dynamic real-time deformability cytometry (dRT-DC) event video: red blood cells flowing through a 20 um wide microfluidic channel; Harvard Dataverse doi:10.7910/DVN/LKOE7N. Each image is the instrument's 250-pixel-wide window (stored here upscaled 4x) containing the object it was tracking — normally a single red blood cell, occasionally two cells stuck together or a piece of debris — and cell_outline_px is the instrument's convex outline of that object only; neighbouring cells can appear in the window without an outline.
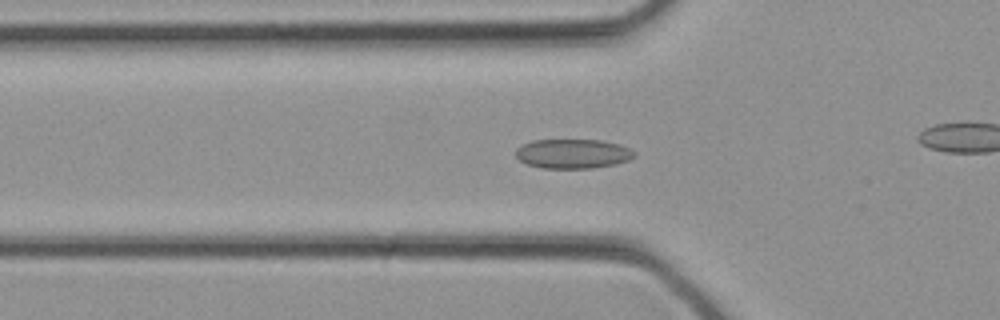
{"species": "common noctule bat (a hibernating species)", "species_latin": "Nyctalus noctula", "temperature_condition": "cold", "stored_images_in_passage": 26, "camera_frame_rate_fps": 3000, "um_per_image_px": 0.085, "animal": {"sex": "female", "body_mass_g": 21.9}, "frame": {"image": 1, "passage_image": 3, "time_ms": 0.667, "image_size_px": [1000, 320], "cell_outline_px": [[636, 156], [628, 160], [616, 164], [592, 168], [540, 168], [528, 164], [520, 160], [516, 156], [516, 148], [532, 140], [600, 140], [620, 144], [636, 152]], "centroid_in_image_um": [48.71, 13.07], "position_along_channel_um": 77.1, "area_um2": 20.35}}
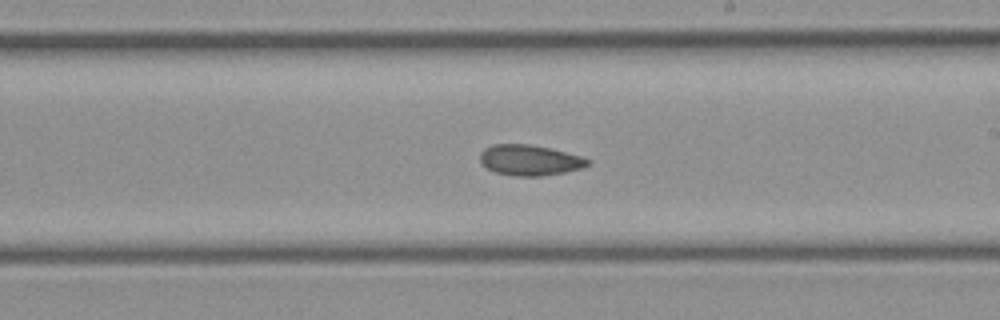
{"frame": {"image": 2, "passage_image": 11, "time_ms": 3.333, "image_size_px": [1000, 320], "cell_outline_px": [[592, 160], [584, 168], [564, 172], [540, 176], [516, 176], [496, 172], [480, 164], [480, 152], [484, 148], [492, 144], [528, 144], [548, 148], [580, 156]], "centroid_in_image_um": [45.0, 13.61], "position_along_channel_um": 244.0, "area_um2": 19.13}}
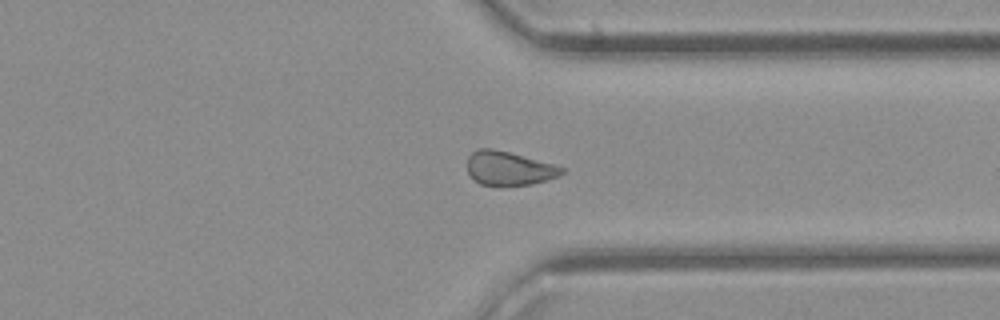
{"frame": {"image": 3, "passage_image": 17, "time_ms": 5.333, "image_size_px": [1000, 320], "cell_outline_px": [[568, 168], [564, 172], [556, 176], [532, 184], [480, 184], [468, 172], [468, 156], [472, 152], [480, 148], [492, 148], [508, 152]], "centroid_in_image_um": [43.27, 14.28], "position_along_channel_um": 368.1, "area_um2": 18.09}}